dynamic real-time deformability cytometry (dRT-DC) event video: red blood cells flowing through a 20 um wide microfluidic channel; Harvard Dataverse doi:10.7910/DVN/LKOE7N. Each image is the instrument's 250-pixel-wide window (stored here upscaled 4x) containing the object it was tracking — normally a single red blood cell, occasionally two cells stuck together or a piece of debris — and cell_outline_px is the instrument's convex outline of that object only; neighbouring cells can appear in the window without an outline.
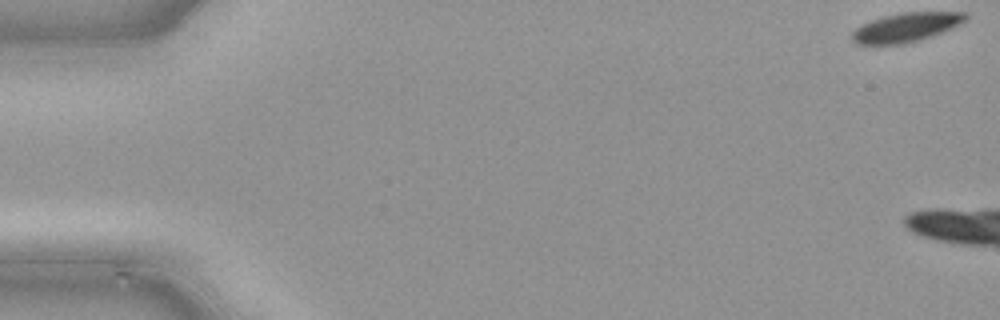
{"species": "common noctule bat (a hibernating species)", "species_latin": "Nyctalus noctula", "temperature_condition": "cold", "stored_images_in_passage": 6, "camera_frame_rate_fps": 3000, "um_per_image_px": 0.085, "animal": {"sex": "male", "body_mass_g": 21.5, "forearm_length_mm": 52.0}, "frame": {"image": 1, "passage_image": 1, "time_ms": 0.0, "image_size_px": [1000, 320], "cell_outline_px": [[968, 16], [960, 24], [952, 28], [932, 36], [920, 40], [900, 44], [856, 44], [848, 36], [860, 24], [884, 16], [900, 12], [968, 12]], "centroid_in_image_um": [76.98, 2.32], "position_along_channel_um": 8.0, "area_um2": 19.36}}